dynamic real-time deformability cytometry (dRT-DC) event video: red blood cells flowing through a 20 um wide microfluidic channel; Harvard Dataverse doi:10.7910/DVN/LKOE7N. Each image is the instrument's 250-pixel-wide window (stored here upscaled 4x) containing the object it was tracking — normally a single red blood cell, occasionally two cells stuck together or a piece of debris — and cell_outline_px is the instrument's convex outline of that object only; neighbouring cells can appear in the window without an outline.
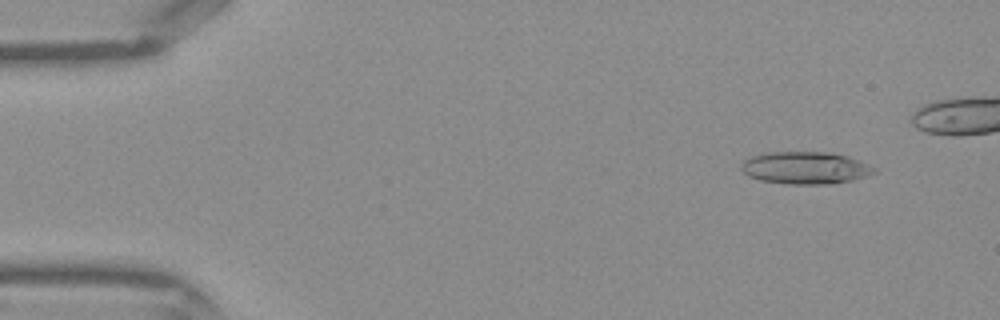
{"species": "Egyptian fruit bat (a non-hibernating species)", "species_latin": "Rousettus aegyptiacus", "temperature_condition": "warm", "stored_images_in_passage": 38, "camera_frame_rate_fps": 3000, "um_per_image_px": 0.085, "frame": {"image": 1, "passage_image": 4, "time_ms": 1.0, "image_size_px": [1000, 320], "cell_outline_px": [[880, 172], [868, 176], [852, 180], [828, 184], [788, 184], [760, 180], [748, 176], [740, 168], [744, 160], [752, 156], [764, 152], [828, 152], [848, 156], [860, 160], [876, 168]], "centroid_in_image_um": [68.49, 14.27], "position_along_channel_um": 16.5, "area_um2": 25.26}}
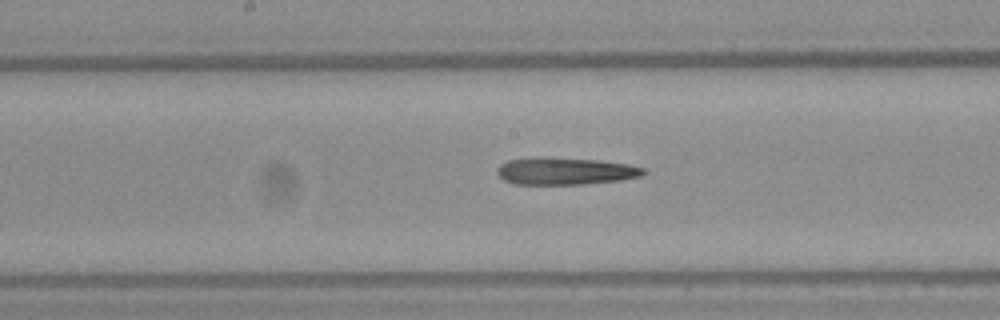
{"frame": {"image": 2, "passage_image": 22, "time_ms": 7.0, "image_size_px": [1000, 320], "cell_outline_px": [[648, 172], [640, 176], [620, 180], [584, 184], [516, 184], [504, 180], [496, 172], [496, 168], [500, 164], [508, 160], [536, 156], [548, 156], [600, 160], [628, 164], [644, 168]], "centroid_in_image_um": [48.02, 14.52], "position_along_channel_um": 200.2, "area_um2": 23.58}}
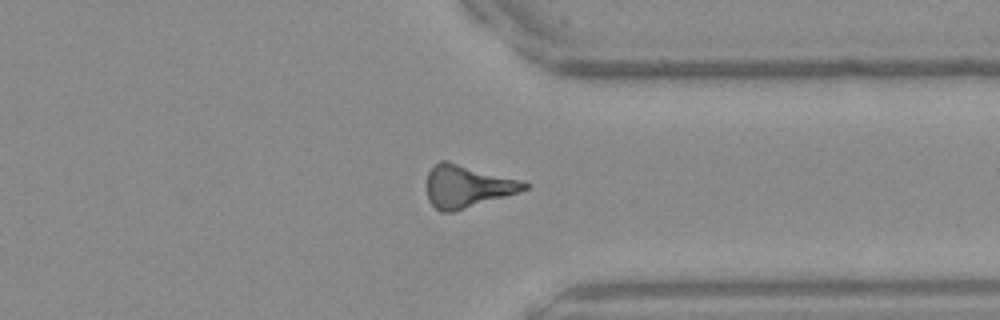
{"frame": {"image": 3, "passage_image": 33, "time_ms": 10.667, "image_size_px": [1000, 320], "cell_outline_px": [[528, 188], [520, 192], [452, 212], [440, 212], [428, 200], [428, 172], [440, 160], [448, 160], [520, 180], [528, 184]], "centroid_in_image_um": [39.71, 15.83], "position_along_channel_um": 371.7, "area_um2": 23.87}}